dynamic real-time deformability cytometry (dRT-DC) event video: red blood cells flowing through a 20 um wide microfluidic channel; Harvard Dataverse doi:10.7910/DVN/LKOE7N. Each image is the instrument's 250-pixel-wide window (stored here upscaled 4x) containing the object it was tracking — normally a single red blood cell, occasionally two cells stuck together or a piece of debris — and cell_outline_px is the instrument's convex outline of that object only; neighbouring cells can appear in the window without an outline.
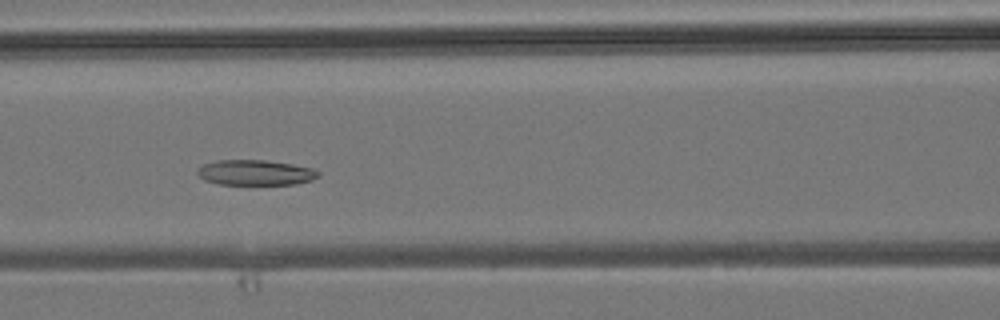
{"species": "common noctule bat (a hibernating species)", "species_latin": "Nyctalus noctula", "temperature_condition": "room temperature", "stored_images_in_passage": 41, "camera_frame_rate_fps": 3000, "um_per_image_px": 0.085, "animal": {"sex": "male", "body_mass_g": 19.2, "forearm_length_mm": 51.8}, "frame": {"image": 1, "passage_image": 15, "time_ms": 4.667, "image_size_px": [1000, 320], "cell_outline_px": [[320, 176], [312, 180], [296, 184], [220, 184], [204, 180], [196, 172], [204, 164], [216, 160], [264, 160], [292, 164], [316, 168], [320, 172]], "centroid_in_image_um": [21.77, 14.66], "position_along_channel_um": 144.8, "area_um2": 17.86}}
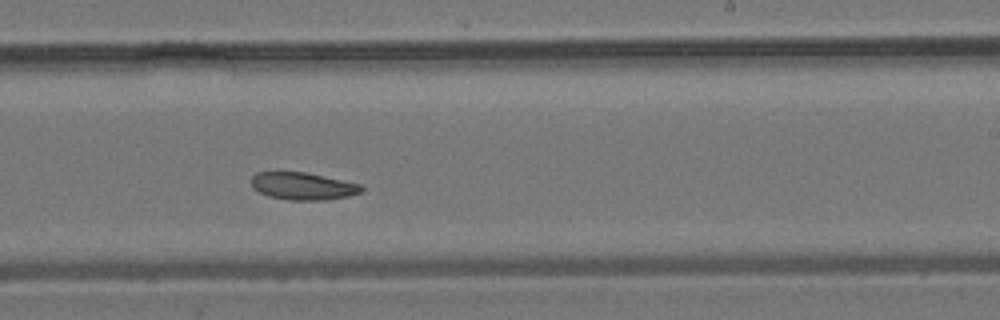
{"frame": {"image": 2, "passage_image": 23, "time_ms": 7.333, "image_size_px": [1000, 320], "cell_outline_px": [[364, 188], [360, 192], [348, 196], [324, 200], [288, 200], [268, 196], [252, 188], [252, 176], [256, 172], [304, 172], [360, 184]], "centroid_in_image_um": [25.71, 15.82], "position_along_channel_um": 263.3, "area_um2": 17.4}}
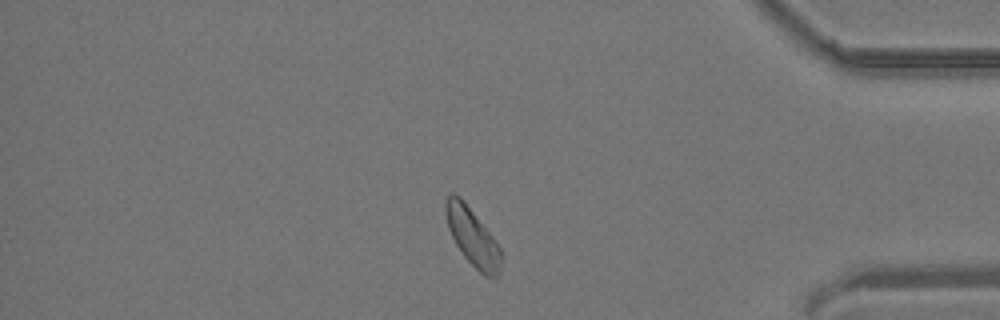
{"frame": {"image": 3, "passage_image": 34, "time_ms": 11.0, "image_size_px": [1000, 320], "cell_outline_px": [[500, 272], [496, 276], [484, 276], [464, 256], [456, 244], [448, 228], [444, 212], [444, 200], [452, 192], [472, 212], [492, 236], [500, 248]], "centroid_in_image_um": [40.13, 20.16], "position_along_channel_um": 395.1, "area_um2": 17.86}}